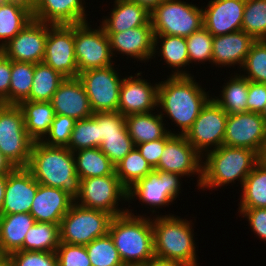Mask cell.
Wrapping results in <instances>:
<instances>
[{
  "label": "cell",
  "mask_w": 266,
  "mask_h": 266,
  "mask_svg": "<svg viewBox=\"0 0 266 266\" xmlns=\"http://www.w3.org/2000/svg\"><path fill=\"white\" fill-rule=\"evenodd\" d=\"M266 103V84L248 80V112L261 113Z\"/></svg>",
  "instance_id": "cell-50"
},
{
  "label": "cell",
  "mask_w": 266,
  "mask_h": 266,
  "mask_svg": "<svg viewBox=\"0 0 266 266\" xmlns=\"http://www.w3.org/2000/svg\"><path fill=\"white\" fill-rule=\"evenodd\" d=\"M260 115L263 117V119L265 120V123H266V103H265L263 111L260 113Z\"/></svg>",
  "instance_id": "cell-58"
},
{
  "label": "cell",
  "mask_w": 266,
  "mask_h": 266,
  "mask_svg": "<svg viewBox=\"0 0 266 266\" xmlns=\"http://www.w3.org/2000/svg\"><path fill=\"white\" fill-rule=\"evenodd\" d=\"M135 147L129 133H120V136L105 138L101 142L100 150L116 166Z\"/></svg>",
  "instance_id": "cell-47"
},
{
  "label": "cell",
  "mask_w": 266,
  "mask_h": 266,
  "mask_svg": "<svg viewBox=\"0 0 266 266\" xmlns=\"http://www.w3.org/2000/svg\"><path fill=\"white\" fill-rule=\"evenodd\" d=\"M153 47L154 57H152V59H154L157 54L159 57L161 56L160 58L162 59H160V61L164 60L167 67L170 69L172 68L170 76H192V74L186 70L187 65L189 67L186 37L154 35Z\"/></svg>",
  "instance_id": "cell-27"
},
{
  "label": "cell",
  "mask_w": 266,
  "mask_h": 266,
  "mask_svg": "<svg viewBox=\"0 0 266 266\" xmlns=\"http://www.w3.org/2000/svg\"><path fill=\"white\" fill-rule=\"evenodd\" d=\"M141 266H185L181 262L154 257Z\"/></svg>",
  "instance_id": "cell-53"
},
{
  "label": "cell",
  "mask_w": 266,
  "mask_h": 266,
  "mask_svg": "<svg viewBox=\"0 0 266 266\" xmlns=\"http://www.w3.org/2000/svg\"><path fill=\"white\" fill-rule=\"evenodd\" d=\"M224 145L243 147L266 157V123L259 113L228 114Z\"/></svg>",
  "instance_id": "cell-14"
},
{
  "label": "cell",
  "mask_w": 266,
  "mask_h": 266,
  "mask_svg": "<svg viewBox=\"0 0 266 266\" xmlns=\"http://www.w3.org/2000/svg\"><path fill=\"white\" fill-rule=\"evenodd\" d=\"M84 0H33V19L52 25L88 22ZM87 19V20H86Z\"/></svg>",
  "instance_id": "cell-22"
},
{
  "label": "cell",
  "mask_w": 266,
  "mask_h": 266,
  "mask_svg": "<svg viewBox=\"0 0 266 266\" xmlns=\"http://www.w3.org/2000/svg\"><path fill=\"white\" fill-rule=\"evenodd\" d=\"M205 90L196 82L194 75H169L166 80L159 82L157 109L159 108V114L163 119L167 117L176 124L174 126H179L176 134L185 135L201 109L211 99L209 91Z\"/></svg>",
  "instance_id": "cell-1"
},
{
  "label": "cell",
  "mask_w": 266,
  "mask_h": 266,
  "mask_svg": "<svg viewBox=\"0 0 266 266\" xmlns=\"http://www.w3.org/2000/svg\"><path fill=\"white\" fill-rule=\"evenodd\" d=\"M18 1H22V2H24L26 4L31 5L33 0H18Z\"/></svg>",
  "instance_id": "cell-59"
},
{
  "label": "cell",
  "mask_w": 266,
  "mask_h": 266,
  "mask_svg": "<svg viewBox=\"0 0 266 266\" xmlns=\"http://www.w3.org/2000/svg\"><path fill=\"white\" fill-rule=\"evenodd\" d=\"M35 222L30 213L0 215V246L6 256L23 250L25 235Z\"/></svg>",
  "instance_id": "cell-29"
},
{
  "label": "cell",
  "mask_w": 266,
  "mask_h": 266,
  "mask_svg": "<svg viewBox=\"0 0 266 266\" xmlns=\"http://www.w3.org/2000/svg\"><path fill=\"white\" fill-rule=\"evenodd\" d=\"M64 79V76L44 62L36 63L31 91L26 100L36 102L51 101L52 96Z\"/></svg>",
  "instance_id": "cell-35"
},
{
  "label": "cell",
  "mask_w": 266,
  "mask_h": 266,
  "mask_svg": "<svg viewBox=\"0 0 266 266\" xmlns=\"http://www.w3.org/2000/svg\"><path fill=\"white\" fill-rule=\"evenodd\" d=\"M187 50L189 55V66L192 63L212 64L213 35L203 26L200 30L186 37Z\"/></svg>",
  "instance_id": "cell-43"
},
{
  "label": "cell",
  "mask_w": 266,
  "mask_h": 266,
  "mask_svg": "<svg viewBox=\"0 0 266 266\" xmlns=\"http://www.w3.org/2000/svg\"><path fill=\"white\" fill-rule=\"evenodd\" d=\"M165 144L166 136L154 141L135 145V147L139 150L141 155L146 159L151 167L155 169L158 166Z\"/></svg>",
  "instance_id": "cell-51"
},
{
  "label": "cell",
  "mask_w": 266,
  "mask_h": 266,
  "mask_svg": "<svg viewBox=\"0 0 266 266\" xmlns=\"http://www.w3.org/2000/svg\"><path fill=\"white\" fill-rule=\"evenodd\" d=\"M74 202L81 207L103 210L113 216L126 213L128 210L126 207H119V202H128V198L127 189L117 175L81 179L80 192Z\"/></svg>",
  "instance_id": "cell-9"
},
{
  "label": "cell",
  "mask_w": 266,
  "mask_h": 266,
  "mask_svg": "<svg viewBox=\"0 0 266 266\" xmlns=\"http://www.w3.org/2000/svg\"><path fill=\"white\" fill-rule=\"evenodd\" d=\"M5 257H7L4 253H0V260L2 259V258H5Z\"/></svg>",
  "instance_id": "cell-60"
},
{
  "label": "cell",
  "mask_w": 266,
  "mask_h": 266,
  "mask_svg": "<svg viewBox=\"0 0 266 266\" xmlns=\"http://www.w3.org/2000/svg\"><path fill=\"white\" fill-rule=\"evenodd\" d=\"M85 247L91 266H124L109 233L94 239Z\"/></svg>",
  "instance_id": "cell-40"
},
{
  "label": "cell",
  "mask_w": 266,
  "mask_h": 266,
  "mask_svg": "<svg viewBox=\"0 0 266 266\" xmlns=\"http://www.w3.org/2000/svg\"><path fill=\"white\" fill-rule=\"evenodd\" d=\"M47 35L48 23L33 19L2 47L3 54L16 62H43Z\"/></svg>",
  "instance_id": "cell-17"
},
{
  "label": "cell",
  "mask_w": 266,
  "mask_h": 266,
  "mask_svg": "<svg viewBox=\"0 0 266 266\" xmlns=\"http://www.w3.org/2000/svg\"><path fill=\"white\" fill-rule=\"evenodd\" d=\"M26 168L39 184L62 189L74 200L79 195L80 178L74 154L67 147L34 142Z\"/></svg>",
  "instance_id": "cell-2"
},
{
  "label": "cell",
  "mask_w": 266,
  "mask_h": 266,
  "mask_svg": "<svg viewBox=\"0 0 266 266\" xmlns=\"http://www.w3.org/2000/svg\"><path fill=\"white\" fill-rule=\"evenodd\" d=\"M92 116L98 121V147L107 137L128 133L125 117L118 111L98 112Z\"/></svg>",
  "instance_id": "cell-44"
},
{
  "label": "cell",
  "mask_w": 266,
  "mask_h": 266,
  "mask_svg": "<svg viewBox=\"0 0 266 266\" xmlns=\"http://www.w3.org/2000/svg\"><path fill=\"white\" fill-rule=\"evenodd\" d=\"M180 177L182 178L183 176L161 170H153L127 190L128 202L133 203L131 201L139 199L138 201L141 202V205L149 206L154 215L157 212L155 208L159 209L169 204L171 205L182 193Z\"/></svg>",
  "instance_id": "cell-10"
},
{
  "label": "cell",
  "mask_w": 266,
  "mask_h": 266,
  "mask_svg": "<svg viewBox=\"0 0 266 266\" xmlns=\"http://www.w3.org/2000/svg\"><path fill=\"white\" fill-rule=\"evenodd\" d=\"M255 40L239 30L225 35L213 36L212 65L216 67L237 66L241 69L251 45Z\"/></svg>",
  "instance_id": "cell-25"
},
{
  "label": "cell",
  "mask_w": 266,
  "mask_h": 266,
  "mask_svg": "<svg viewBox=\"0 0 266 266\" xmlns=\"http://www.w3.org/2000/svg\"><path fill=\"white\" fill-rule=\"evenodd\" d=\"M153 170L136 147L115 166V173L127 190Z\"/></svg>",
  "instance_id": "cell-37"
},
{
  "label": "cell",
  "mask_w": 266,
  "mask_h": 266,
  "mask_svg": "<svg viewBox=\"0 0 266 266\" xmlns=\"http://www.w3.org/2000/svg\"><path fill=\"white\" fill-rule=\"evenodd\" d=\"M227 117L226 111L211 98L184 135L202 157L223 145Z\"/></svg>",
  "instance_id": "cell-13"
},
{
  "label": "cell",
  "mask_w": 266,
  "mask_h": 266,
  "mask_svg": "<svg viewBox=\"0 0 266 266\" xmlns=\"http://www.w3.org/2000/svg\"><path fill=\"white\" fill-rule=\"evenodd\" d=\"M15 167L0 151V175H5L11 172Z\"/></svg>",
  "instance_id": "cell-54"
},
{
  "label": "cell",
  "mask_w": 266,
  "mask_h": 266,
  "mask_svg": "<svg viewBox=\"0 0 266 266\" xmlns=\"http://www.w3.org/2000/svg\"><path fill=\"white\" fill-rule=\"evenodd\" d=\"M145 7L149 12L153 11L164 0H129Z\"/></svg>",
  "instance_id": "cell-55"
},
{
  "label": "cell",
  "mask_w": 266,
  "mask_h": 266,
  "mask_svg": "<svg viewBox=\"0 0 266 266\" xmlns=\"http://www.w3.org/2000/svg\"><path fill=\"white\" fill-rule=\"evenodd\" d=\"M59 244V224L35 222L25 235L23 251L56 252Z\"/></svg>",
  "instance_id": "cell-36"
},
{
  "label": "cell",
  "mask_w": 266,
  "mask_h": 266,
  "mask_svg": "<svg viewBox=\"0 0 266 266\" xmlns=\"http://www.w3.org/2000/svg\"><path fill=\"white\" fill-rule=\"evenodd\" d=\"M129 207L112 218L108 233L124 266H141L155 257L152 218L135 215Z\"/></svg>",
  "instance_id": "cell-3"
},
{
  "label": "cell",
  "mask_w": 266,
  "mask_h": 266,
  "mask_svg": "<svg viewBox=\"0 0 266 266\" xmlns=\"http://www.w3.org/2000/svg\"><path fill=\"white\" fill-rule=\"evenodd\" d=\"M56 254L58 266H91L85 245L60 242Z\"/></svg>",
  "instance_id": "cell-48"
},
{
  "label": "cell",
  "mask_w": 266,
  "mask_h": 266,
  "mask_svg": "<svg viewBox=\"0 0 266 266\" xmlns=\"http://www.w3.org/2000/svg\"><path fill=\"white\" fill-rule=\"evenodd\" d=\"M109 42L111 54H123L128 58H134L138 61L151 62L153 57L154 33L151 20L143 26L127 29L118 33H106Z\"/></svg>",
  "instance_id": "cell-19"
},
{
  "label": "cell",
  "mask_w": 266,
  "mask_h": 266,
  "mask_svg": "<svg viewBox=\"0 0 266 266\" xmlns=\"http://www.w3.org/2000/svg\"><path fill=\"white\" fill-rule=\"evenodd\" d=\"M202 157L201 190H217L238 180L241 187L262 157L255 151L243 147L222 145ZM205 160V161H204Z\"/></svg>",
  "instance_id": "cell-4"
},
{
  "label": "cell",
  "mask_w": 266,
  "mask_h": 266,
  "mask_svg": "<svg viewBox=\"0 0 266 266\" xmlns=\"http://www.w3.org/2000/svg\"><path fill=\"white\" fill-rule=\"evenodd\" d=\"M6 183H7V174L0 175V215H1V208L3 205V201H4Z\"/></svg>",
  "instance_id": "cell-56"
},
{
  "label": "cell",
  "mask_w": 266,
  "mask_h": 266,
  "mask_svg": "<svg viewBox=\"0 0 266 266\" xmlns=\"http://www.w3.org/2000/svg\"><path fill=\"white\" fill-rule=\"evenodd\" d=\"M156 110L157 112L151 111L125 117L126 127L134 145L164 138L169 132L176 134L175 131L169 130V127L167 129L164 119L158 109Z\"/></svg>",
  "instance_id": "cell-28"
},
{
  "label": "cell",
  "mask_w": 266,
  "mask_h": 266,
  "mask_svg": "<svg viewBox=\"0 0 266 266\" xmlns=\"http://www.w3.org/2000/svg\"><path fill=\"white\" fill-rule=\"evenodd\" d=\"M7 258L13 266H58L56 252L18 250L10 253Z\"/></svg>",
  "instance_id": "cell-46"
},
{
  "label": "cell",
  "mask_w": 266,
  "mask_h": 266,
  "mask_svg": "<svg viewBox=\"0 0 266 266\" xmlns=\"http://www.w3.org/2000/svg\"><path fill=\"white\" fill-rule=\"evenodd\" d=\"M154 170L179 174L183 178L198 175L196 185L199 190L202 180V156L184 135L169 132L158 166Z\"/></svg>",
  "instance_id": "cell-15"
},
{
  "label": "cell",
  "mask_w": 266,
  "mask_h": 266,
  "mask_svg": "<svg viewBox=\"0 0 266 266\" xmlns=\"http://www.w3.org/2000/svg\"><path fill=\"white\" fill-rule=\"evenodd\" d=\"M18 106L22 110L28 135L34 142H41L48 134L55 116L51 102L24 100Z\"/></svg>",
  "instance_id": "cell-30"
},
{
  "label": "cell",
  "mask_w": 266,
  "mask_h": 266,
  "mask_svg": "<svg viewBox=\"0 0 266 266\" xmlns=\"http://www.w3.org/2000/svg\"><path fill=\"white\" fill-rule=\"evenodd\" d=\"M74 50L79 73L115 65L109 38L101 26L92 29L89 22L74 24Z\"/></svg>",
  "instance_id": "cell-11"
},
{
  "label": "cell",
  "mask_w": 266,
  "mask_h": 266,
  "mask_svg": "<svg viewBox=\"0 0 266 266\" xmlns=\"http://www.w3.org/2000/svg\"><path fill=\"white\" fill-rule=\"evenodd\" d=\"M116 69L118 68L111 65L79 73L78 78L85 88L93 113L118 110L120 86L124 76Z\"/></svg>",
  "instance_id": "cell-12"
},
{
  "label": "cell",
  "mask_w": 266,
  "mask_h": 266,
  "mask_svg": "<svg viewBox=\"0 0 266 266\" xmlns=\"http://www.w3.org/2000/svg\"><path fill=\"white\" fill-rule=\"evenodd\" d=\"M228 77L226 83L222 86L219 96L211 98L223 109L227 114H237L248 112V79L241 76L238 72Z\"/></svg>",
  "instance_id": "cell-32"
},
{
  "label": "cell",
  "mask_w": 266,
  "mask_h": 266,
  "mask_svg": "<svg viewBox=\"0 0 266 266\" xmlns=\"http://www.w3.org/2000/svg\"><path fill=\"white\" fill-rule=\"evenodd\" d=\"M110 16L102 17L100 26L105 33H118L127 29L146 25L150 12L143 6L129 0H114ZM104 18V19H103Z\"/></svg>",
  "instance_id": "cell-26"
},
{
  "label": "cell",
  "mask_w": 266,
  "mask_h": 266,
  "mask_svg": "<svg viewBox=\"0 0 266 266\" xmlns=\"http://www.w3.org/2000/svg\"><path fill=\"white\" fill-rule=\"evenodd\" d=\"M54 113L82 120L93 115L89 98L78 77L65 78L51 99Z\"/></svg>",
  "instance_id": "cell-23"
},
{
  "label": "cell",
  "mask_w": 266,
  "mask_h": 266,
  "mask_svg": "<svg viewBox=\"0 0 266 266\" xmlns=\"http://www.w3.org/2000/svg\"><path fill=\"white\" fill-rule=\"evenodd\" d=\"M246 0H210L203 9V26L213 35L241 30Z\"/></svg>",
  "instance_id": "cell-21"
},
{
  "label": "cell",
  "mask_w": 266,
  "mask_h": 266,
  "mask_svg": "<svg viewBox=\"0 0 266 266\" xmlns=\"http://www.w3.org/2000/svg\"><path fill=\"white\" fill-rule=\"evenodd\" d=\"M241 68L239 74L244 78L266 84V40H257L251 45Z\"/></svg>",
  "instance_id": "cell-41"
},
{
  "label": "cell",
  "mask_w": 266,
  "mask_h": 266,
  "mask_svg": "<svg viewBox=\"0 0 266 266\" xmlns=\"http://www.w3.org/2000/svg\"><path fill=\"white\" fill-rule=\"evenodd\" d=\"M67 148L72 152L98 148V121L93 116L76 120Z\"/></svg>",
  "instance_id": "cell-42"
},
{
  "label": "cell",
  "mask_w": 266,
  "mask_h": 266,
  "mask_svg": "<svg viewBox=\"0 0 266 266\" xmlns=\"http://www.w3.org/2000/svg\"><path fill=\"white\" fill-rule=\"evenodd\" d=\"M11 81V60L4 54L0 56V103L9 104Z\"/></svg>",
  "instance_id": "cell-52"
},
{
  "label": "cell",
  "mask_w": 266,
  "mask_h": 266,
  "mask_svg": "<svg viewBox=\"0 0 266 266\" xmlns=\"http://www.w3.org/2000/svg\"><path fill=\"white\" fill-rule=\"evenodd\" d=\"M238 212L248 221L256 237L266 241V208L238 209Z\"/></svg>",
  "instance_id": "cell-49"
},
{
  "label": "cell",
  "mask_w": 266,
  "mask_h": 266,
  "mask_svg": "<svg viewBox=\"0 0 266 266\" xmlns=\"http://www.w3.org/2000/svg\"><path fill=\"white\" fill-rule=\"evenodd\" d=\"M0 266H13L11 261L5 257L0 260Z\"/></svg>",
  "instance_id": "cell-57"
},
{
  "label": "cell",
  "mask_w": 266,
  "mask_h": 266,
  "mask_svg": "<svg viewBox=\"0 0 266 266\" xmlns=\"http://www.w3.org/2000/svg\"><path fill=\"white\" fill-rule=\"evenodd\" d=\"M75 122L74 118L55 114L49 132L41 142L47 146L67 147Z\"/></svg>",
  "instance_id": "cell-45"
},
{
  "label": "cell",
  "mask_w": 266,
  "mask_h": 266,
  "mask_svg": "<svg viewBox=\"0 0 266 266\" xmlns=\"http://www.w3.org/2000/svg\"><path fill=\"white\" fill-rule=\"evenodd\" d=\"M136 75V76H135ZM125 76L120 86L118 112L124 117L155 111L159 82L152 84L143 79L142 71Z\"/></svg>",
  "instance_id": "cell-18"
},
{
  "label": "cell",
  "mask_w": 266,
  "mask_h": 266,
  "mask_svg": "<svg viewBox=\"0 0 266 266\" xmlns=\"http://www.w3.org/2000/svg\"><path fill=\"white\" fill-rule=\"evenodd\" d=\"M43 62L65 78L78 77L79 71L74 50V25L48 24Z\"/></svg>",
  "instance_id": "cell-16"
},
{
  "label": "cell",
  "mask_w": 266,
  "mask_h": 266,
  "mask_svg": "<svg viewBox=\"0 0 266 266\" xmlns=\"http://www.w3.org/2000/svg\"><path fill=\"white\" fill-rule=\"evenodd\" d=\"M3 54V48L0 46V56Z\"/></svg>",
  "instance_id": "cell-62"
},
{
  "label": "cell",
  "mask_w": 266,
  "mask_h": 266,
  "mask_svg": "<svg viewBox=\"0 0 266 266\" xmlns=\"http://www.w3.org/2000/svg\"><path fill=\"white\" fill-rule=\"evenodd\" d=\"M154 35L188 37L203 27V9L181 0H164L150 12Z\"/></svg>",
  "instance_id": "cell-6"
},
{
  "label": "cell",
  "mask_w": 266,
  "mask_h": 266,
  "mask_svg": "<svg viewBox=\"0 0 266 266\" xmlns=\"http://www.w3.org/2000/svg\"><path fill=\"white\" fill-rule=\"evenodd\" d=\"M34 141L18 105L0 103V151L14 167H27Z\"/></svg>",
  "instance_id": "cell-8"
},
{
  "label": "cell",
  "mask_w": 266,
  "mask_h": 266,
  "mask_svg": "<svg viewBox=\"0 0 266 266\" xmlns=\"http://www.w3.org/2000/svg\"><path fill=\"white\" fill-rule=\"evenodd\" d=\"M74 199L62 189L38 183L30 214L36 222L59 224L69 211Z\"/></svg>",
  "instance_id": "cell-24"
},
{
  "label": "cell",
  "mask_w": 266,
  "mask_h": 266,
  "mask_svg": "<svg viewBox=\"0 0 266 266\" xmlns=\"http://www.w3.org/2000/svg\"><path fill=\"white\" fill-rule=\"evenodd\" d=\"M241 30L255 41L266 40V0H246Z\"/></svg>",
  "instance_id": "cell-39"
},
{
  "label": "cell",
  "mask_w": 266,
  "mask_h": 266,
  "mask_svg": "<svg viewBox=\"0 0 266 266\" xmlns=\"http://www.w3.org/2000/svg\"><path fill=\"white\" fill-rule=\"evenodd\" d=\"M76 173L80 180L92 177L116 175L115 165L100 150V148H87L73 152Z\"/></svg>",
  "instance_id": "cell-34"
},
{
  "label": "cell",
  "mask_w": 266,
  "mask_h": 266,
  "mask_svg": "<svg viewBox=\"0 0 266 266\" xmlns=\"http://www.w3.org/2000/svg\"><path fill=\"white\" fill-rule=\"evenodd\" d=\"M38 182L26 167H15L7 174L1 215L30 213Z\"/></svg>",
  "instance_id": "cell-20"
},
{
  "label": "cell",
  "mask_w": 266,
  "mask_h": 266,
  "mask_svg": "<svg viewBox=\"0 0 266 266\" xmlns=\"http://www.w3.org/2000/svg\"><path fill=\"white\" fill-rule=\"evenodd\" d=\"M11 0H0V4H3V3H6V2H9Z\"/></svg>",
  "instance_id": "cell-61"
},
{
  "label": "cell",
  "mask_w": 266,
  "mask_h": 266,
  "mask_svg": "<svg viewBox=\"0 0 266 266\" xmlns=\"http://www.w3.org/2000/svg\"><path fill=\"white\" fill-rule=\"evenodd\" d=\"M31 20V5L18 0L0 4V46L12 40Z\"/></svg>",
  "instance_id": "cell-31"
},
{
  "label": "cell",
  "mask_w": 266,
  "mask_h": 266,
  "mask_svg": "<svg viewBox=\"0 0 266 266\" xmlns=\"http://www.w3.org/2000/svg\"><path fill=\"white\" fill-rule=\"evenodd\" d=\"M194 223L180 216L152 217L155 257L181 262L185 266H199L194 240Z\"/></svg>",
  "instance_id": "cell-5"
},
{
  "label": "cell",
  "mask_w": 266,
  "mask_h": 266,
  "mask_svg": "<svg viewBox=\"0 0 266 266\" xmlns=\"http://www.w3.org/2000/svg\"><path fill=\"white\" fill-rule=\"evenodd\" d=\"M113 217L106 211L84 208L74 202L60 222V242L87 245L108 234Z\"/></svg>",
  "instance_id": "cell-7"
},
{
  "label": "cell",
  "mask_w": 266,
  "mask_h": 266,
  "mask_svg": "<svg viewBox=\"0 0 266 266\" xmlns=\"http://www.w3.org/2000/svg\"><path fill=\"white\" fill-rule=\"evenodd\" d=\"M238 209L266 208V157L246 177Z\"/></svg>",
  "instance_id": "cell-33"
},
{
  "label": "cell",
  "mask_w": 266,
  "mask_h": 266,
  "mask_svg": "<svg viewBox=\"0 0 266 266\" xmlns=\"http://www.w3.org/2000/svg\"><path fill=\"white\" fill-rule=\"evenodd\" d=\"M33 63L16 62L11 60V81L9 89V104L18 105L29 97L33 75Z\"/></svg>",
  "instance_id": "cell-38"
}]
</instances>
